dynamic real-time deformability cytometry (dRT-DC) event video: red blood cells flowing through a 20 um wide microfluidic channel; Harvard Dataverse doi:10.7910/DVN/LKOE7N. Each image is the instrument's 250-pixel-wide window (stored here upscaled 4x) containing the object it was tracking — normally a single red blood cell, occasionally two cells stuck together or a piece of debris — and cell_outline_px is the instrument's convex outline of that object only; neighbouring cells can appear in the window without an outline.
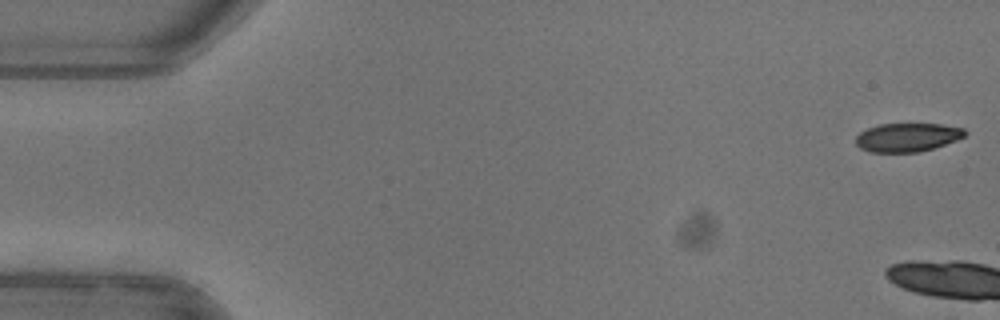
{"species": "common noctule bat (a hibernating species)", "species_latin": "Nyctalus noctula", "temperature_condition": "warm", "stored_images_in_passage": 4, "camera_frame_rate_fps": 3000, "um_per_image_px": 0.085, "animal": {"sex": "female"}, "frame": {"image": 1, "passage_image": 1, "time_ms": 0.0, "image_size_px": [1000, 320], "cell_outline_px": [[968, 132], [964, 136], [956, 140], [920, 152], [868, 152], [860, 148], [856, 144], [856, 136], [860, 132], [868, 128], [880, 124], [940, 124], [964, 128]], "centroid_in_image_um": [77.11, 11.67], "position_along_channel_um": 7.9, "area_um2": 18.15}}